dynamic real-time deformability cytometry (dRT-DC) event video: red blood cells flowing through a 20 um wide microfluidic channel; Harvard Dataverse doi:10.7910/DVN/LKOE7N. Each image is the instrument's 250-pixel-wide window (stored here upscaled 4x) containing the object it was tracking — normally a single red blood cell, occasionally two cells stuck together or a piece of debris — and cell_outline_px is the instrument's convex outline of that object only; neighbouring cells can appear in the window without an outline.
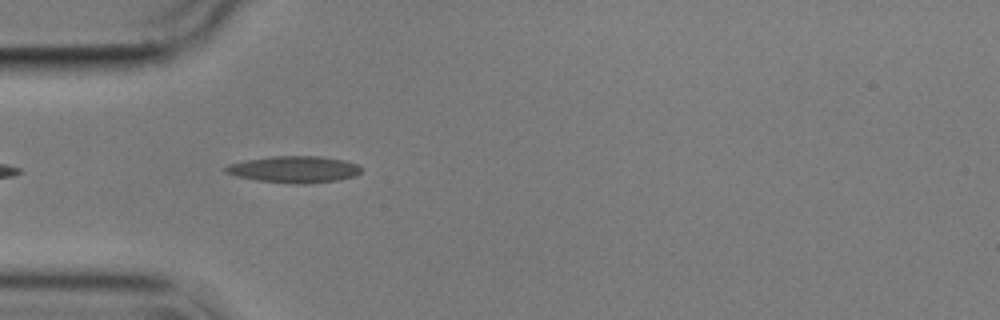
{"species": "common noctule bat (a hibernating species)", "species_latin": "Nyctalus noctula", "temperature_condition": "cold", "stored_images_in_passage": 7, "camera_frame_rate_fps": 3000, "um_per_image_px": 0.085, "animal": {"sex": "male", "body_mass_g": 17.9}, "frame": {"image": 1, "passage_image": 4, "time_ms": 1.0, "image_size_px": [1000, 320], "cell_outline_px": [[360, 172], [356, 176], [336, 180], [304, 184], [296, 184], [256, 180], [236, 176], [224, 172], [224, 168], [228, 164], [268, 156], [320, 156], [344, 160], [360, 164]], "centroid_in_image_um": [25.01, 14.39], "position_along_channel_um": 60.0, "area_um2": 21.1}}
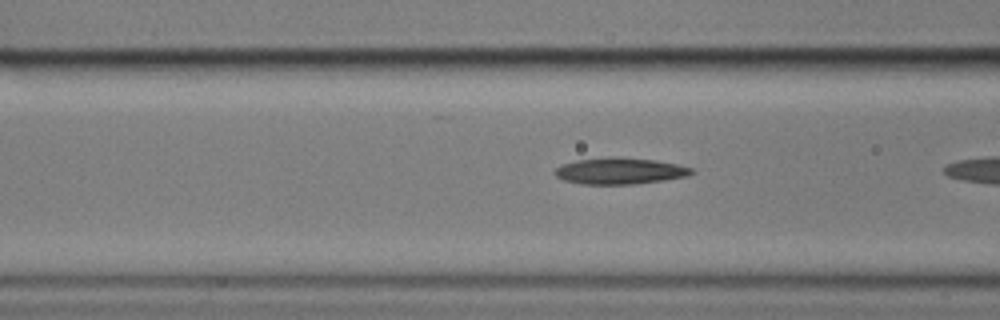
{"frame": {"image": 2, "passage_image": 6, "time_ms": 1.667, "image_size_px": [1000, 320], "cell_outline_px": [[696, 172], [688, 176], [664, 180], [632, 184], [580, 184], [564, 180], [556, 176], [552, 172], [560, 164], [576, 160], [652, 160], [676, 164], [692, 168]], "centroid_in_image_um": [52.68, 14.59], "position_along_channel_um": 113.9, "area_um2": 20.0}}